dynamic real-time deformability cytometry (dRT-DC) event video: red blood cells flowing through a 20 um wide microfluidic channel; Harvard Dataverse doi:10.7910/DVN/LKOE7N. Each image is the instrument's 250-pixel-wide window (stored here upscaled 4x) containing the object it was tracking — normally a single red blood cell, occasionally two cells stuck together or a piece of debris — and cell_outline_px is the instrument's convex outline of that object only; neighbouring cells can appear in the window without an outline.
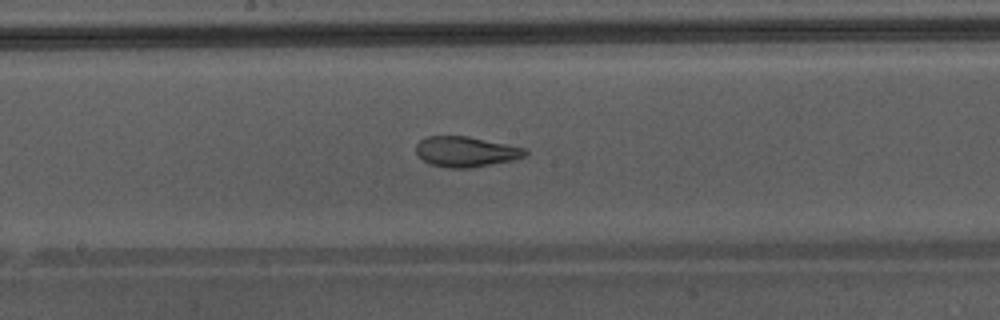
{"species": "Egyptian fruit bat (a non-hibernating species)", "species_latin": "Rousettus aegyptiacus", "temperature_condition": "warm", "stored_images_in_passage": 50, "camera_frame_rate_fps": 3000, "um_per_image_px": 0.085, "animal": {"sex": "male"}, "frame": {"image": 1, "passage_image": 29, "time_ms": 9.333, "image_size_px": [1000, 320], "cell_outline_px": [[528, 152], [524, 156], [512, 160], [472, 168], [448, 168], [428, 164], [416, 152], [416, 144], [420, 140], [428, 136], [468, 136], [508, 144], [524, 148]], "centroid_in_image_um": [39.58, 12.89], "position_along_channel_um": 208.6, "area_um2": 19.31}, "authors_computed_cell_mechanics": {"area_um2": 24.3049, "velocity_mm_per_s": 4.3581, "shape_relaxation_time_tau1_ms": null, "shape_relaxation_time_tau2_ms": 1.0685, "deformation_change_tau1": null, "deformation_change_tau2": 0.0815}}